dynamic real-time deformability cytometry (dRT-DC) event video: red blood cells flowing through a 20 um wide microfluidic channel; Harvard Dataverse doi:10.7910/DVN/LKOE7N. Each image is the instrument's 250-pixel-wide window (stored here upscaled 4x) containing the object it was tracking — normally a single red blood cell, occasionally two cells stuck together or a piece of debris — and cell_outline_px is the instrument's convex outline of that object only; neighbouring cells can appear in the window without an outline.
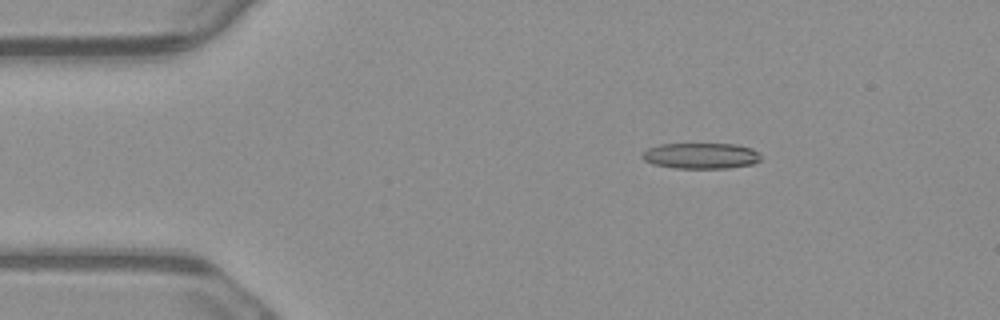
{"species": "common noctule bat (a hibernating species)", "species_latin": "Nyctalus noctula", "temperature_condition": "warm", "stored_images_in_passage": 4, "camera_frame_rate_fps": 3000, "um_per_image_px": 0.085, "animal": {"sex": "male", "body_mass_g": 23.1, "forearm_length_mm": 52.7}, "frame": {"image": 1, "passage_image": 2, "time_ms": 0.333, "image_size_px": [1000, 320], "cell_outline_px": [[764, 156], [760, 160], [752, 164], [728, 168], [672, 168], [652, 164], [644, 160], [640, 156], [648, 148], [660, 144], [736, 144], [752, 148]], "centroid_in_image_um": [59.59, 13.24], "position_along_channel_um": 25.4, "area_um2": 18.03}}